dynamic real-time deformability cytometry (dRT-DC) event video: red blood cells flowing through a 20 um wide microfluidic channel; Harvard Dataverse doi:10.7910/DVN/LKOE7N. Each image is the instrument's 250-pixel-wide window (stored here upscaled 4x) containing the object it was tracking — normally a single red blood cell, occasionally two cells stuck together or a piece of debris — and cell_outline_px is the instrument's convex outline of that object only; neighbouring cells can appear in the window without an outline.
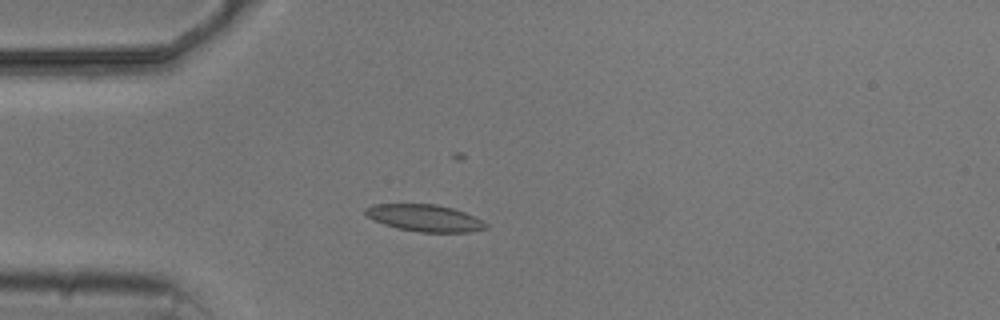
{"species": "common noctule bat (a hibernating species)", "species_latin": "Nyctalus noctula", "temperature_condition": "cold", "stored_images_in_passage": 5, "camera_frame_rate_fps": 3000, "um_per_image_px": 0.085, "animal": {"sex": "male", "body_mass_g": 20.5, "forearm_length_mm": 52.5}, "frame": {"image": 1, "passage_image": 3, "time_ms": 3.333, "image_size_px": [1000, 320], "cell_outline_px": [[488, 228], [472, 232], [420, 232], [396, 228], [384, 224], [368, 216], [364, 212], [364, 208], [372, 204], [436, 204], [452, 208], [464, 212], [488, 224]], "centroid_in_image_um": [36.1, 18.53], "position_along_channel_um": 48.9, "area_um2": 18.79}}